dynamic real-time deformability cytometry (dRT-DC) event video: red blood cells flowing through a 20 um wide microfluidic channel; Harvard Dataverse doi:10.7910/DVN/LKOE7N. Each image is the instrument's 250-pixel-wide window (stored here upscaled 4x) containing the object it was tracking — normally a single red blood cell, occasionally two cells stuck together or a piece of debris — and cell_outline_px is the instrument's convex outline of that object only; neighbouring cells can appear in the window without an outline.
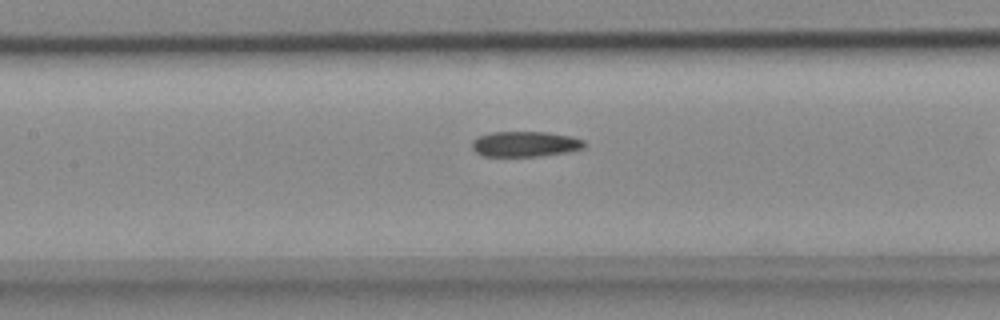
{"species": "common noctule bat (a hibernating species)", "species_latin": "Nyctalus noctula", "temperature_condition": "cold", "stored_images_in_passage": 38, "camera_frame_rate_fps": 3000, "um_per_image_px": 0.085, "animal": {"sex": "female", "body_mass_g": 18.4}, "frame": {"image": 1, "passage_image": 20, "time_ms": 6.333, "image_size_px": [1000, 320], "cell_outline_px": [[584, 148], [568, 152], [540, 156], [484, 156], [476, 152], [472, 148], [472, 140], [480, 136], [492, 132], [548, 132], [572, 136], [584, 140]], "centroid_in_image_um": [44.65, 12.24], "position_along_channel_um": 162.7, "area_um2": 16.65}}
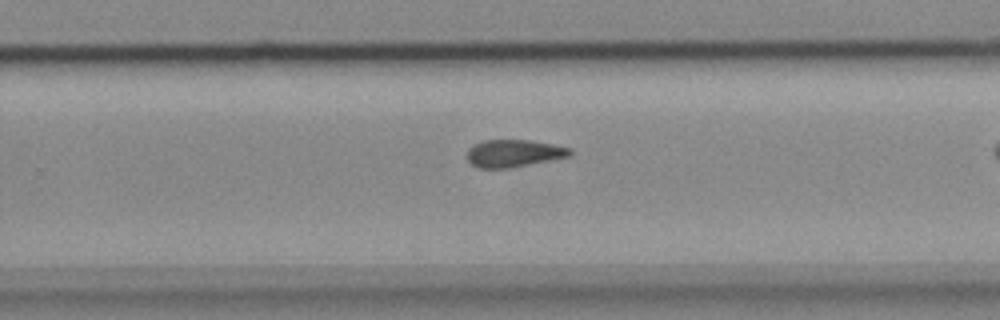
{"frame": {"image": 2, "passage_image": 30, "time_ms": 9.667, "image_size_px": [1000, 320], "cell_outline_px": [[572, 152], [568, 156], [508, 168], [476, 168], [468, 160], [468, 148], [484, 140], [532, 140], [572, 148]], "centroid_in_image_um": [43.65, 13.02], "position_along_channel_um": 286.2, "area_um2": 16.18}}
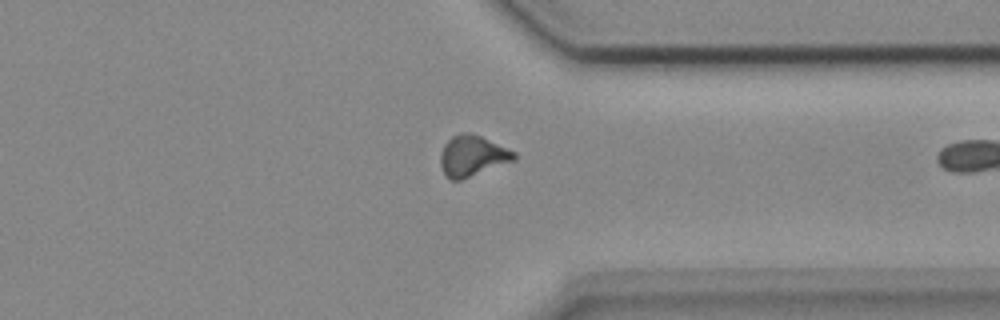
{"frame": {"image": 3, "passage_image": 37, "time_ms": 12.0, "image_size_px": [1000, 320], "cell_outline_px": [[516, 160], [460, 180], [448, 180], [444, 176], [440, 164], [440, 156], [444, 144], [452, 136], [460, 132], [468, 132], [480, 136], [516, 152]], "centroid_in_image_um": [40.12, 13.26], "position_along_channel_um": 371.3, "area_um2": 17.57}}